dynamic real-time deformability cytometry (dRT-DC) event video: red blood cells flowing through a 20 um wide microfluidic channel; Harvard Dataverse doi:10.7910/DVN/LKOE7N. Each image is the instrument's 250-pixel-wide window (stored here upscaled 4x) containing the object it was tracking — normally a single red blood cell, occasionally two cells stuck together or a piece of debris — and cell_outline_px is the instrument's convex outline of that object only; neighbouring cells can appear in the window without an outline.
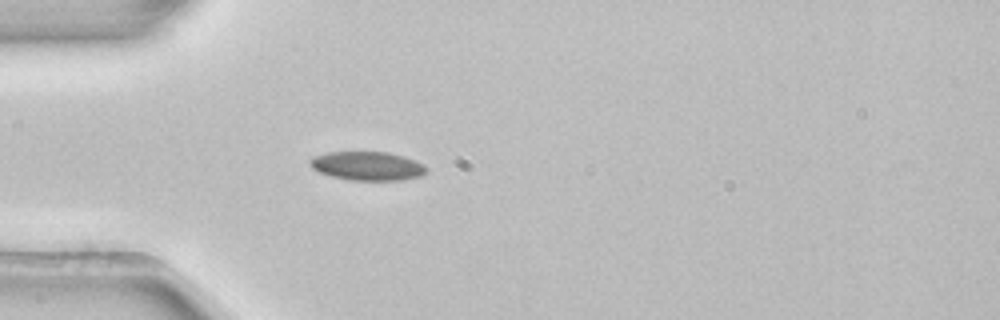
{"species": "common noctule bat (a hibernating species)", "species_latin": "Nyctalus noctula", "temperature_condition": "room temperature", "stored_images_in_passage": 1, "camera_frame_rate_fps": 3000, "um_per_image_px": 0.085, "animal": {"sex": "female", "body_mass_g": 22.7, "forearm_length_mm": 54.2}, "frame": {"image": 1, "passage_image": 1, "time_ms": 0.0, "image_size_px": [1000, 320], "cell_outline_px": [[428, 168], [420, 176], [404, 180], [352, 180], [332, 176], [320, 172], [312, 168], [308, 164], [308, 160], [312, 156], [328, 152], [388, 152], [404, 156], [416, 160], [424, 164]], "centroid_in_image_um": [31.22, 14.1], "position_along_channel_um": 53.8, "area_um2": 19.65}}